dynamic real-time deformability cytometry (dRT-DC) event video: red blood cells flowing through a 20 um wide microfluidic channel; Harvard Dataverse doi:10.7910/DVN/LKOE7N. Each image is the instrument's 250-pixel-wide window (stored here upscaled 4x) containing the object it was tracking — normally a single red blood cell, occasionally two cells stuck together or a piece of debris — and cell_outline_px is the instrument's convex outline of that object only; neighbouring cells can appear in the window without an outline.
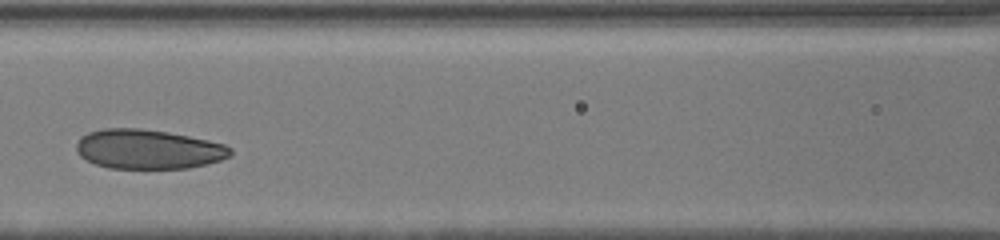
{"species": "human", "species_latin": "Homo sapiens", "temperature_condition": "cold", "stored_images_in_passage": 14, "camera_frame_rate_fps": 3000, "um_per_image_px": 0.085, "donor": {"sex": "male"}, "frame": {"image": 1, "passage_image": 7, "time_ms": 3.333, "image_size_px": [1000, 240], "cell_outline_px": [[232, 156], [208, 164], [188, 168], [108, 168], [96, 164], [80, 156], [76, 152], [76, 144], [80, 136], [88, 132], [104, 128], [140, 128], [168, 132], [208, 140], [224, 144], [232, 148]], "centroid_in_image_um": [12.6, 12.68], "position_along_channel_um": 154.0, "area_um2": 35.6}}
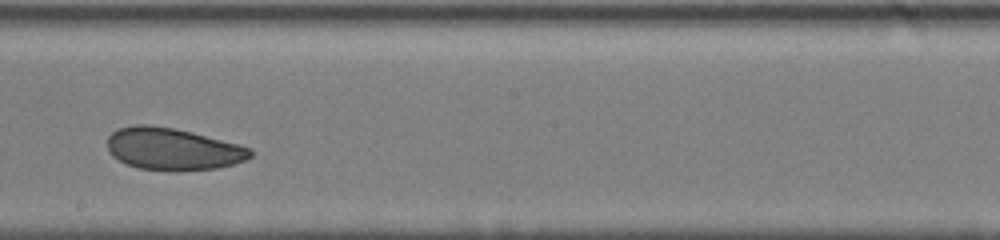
{"frame": {"image": 2, "passage_image": 11, "time_ms": 5.333, "image_size_px": [1000, 240], "cell_outline_px": [[252, 156], [248, 160], [216, 168], [176, 172], [168, 172], [140, 168], [128, 164], [112, 156], [108, 152], [108, 136], [116, 128], [132, 124], [148, 124], [172, 128], [192, 132], [252, 148]], "centroid_in_image_um": [14.67, 12.67], "position_along_channel_um": 233.5, "area_um2": 35.43}}
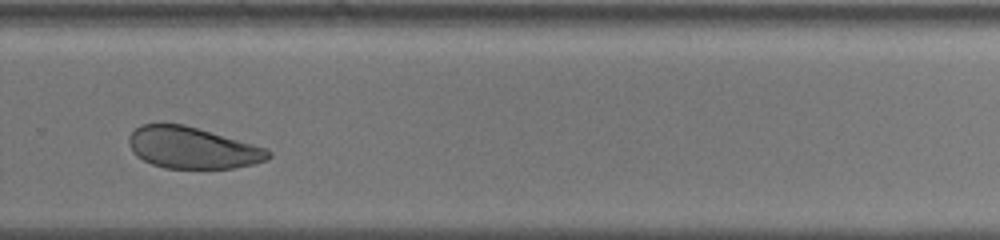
{"frame": {"image": 3, "passage_image": 13, "time_ms": 7.333, "image_size_px": [1000, 240], "cell_outline_px": [[272, 156], [268, 160], [252, 164], [232, 168], [164, 168], [152, 164], [136, 156], [132, 152], [128, 144], [128, 136], [140, 124], [184, 124], [268, 148], [272, 152]], "centroid_in_image_um": [16.36, 12.56], "position_along_channel_um": 313.4, "area_um2": 33.87}}